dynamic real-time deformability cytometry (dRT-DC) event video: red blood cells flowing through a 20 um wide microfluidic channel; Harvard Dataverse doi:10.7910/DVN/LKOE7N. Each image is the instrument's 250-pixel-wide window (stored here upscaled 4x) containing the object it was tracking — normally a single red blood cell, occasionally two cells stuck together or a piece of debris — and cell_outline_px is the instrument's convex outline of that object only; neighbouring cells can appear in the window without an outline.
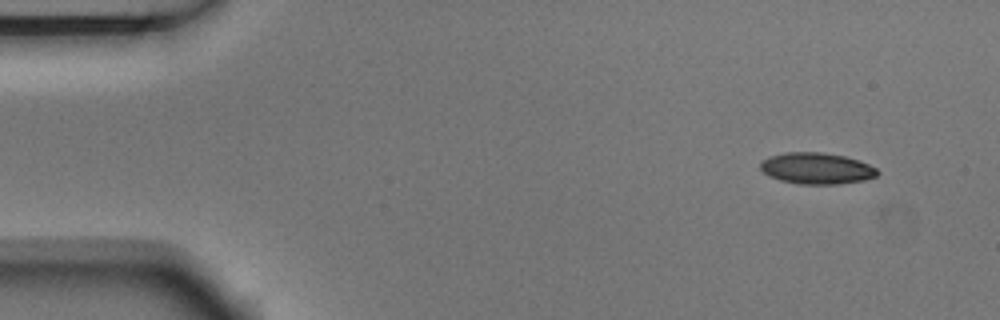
{"species": "Egyptian fruit bat (a non-hibernating species)", "species_latin": "Rousettus aegyptiacus", "temperature_condition": "room temperature", "stored_images_in_passage": 8, "camera_frame_rate_fps": 3000, "um_per_image_px": 0.085, "animal": {"sex": "male"}, "frame": {"image": 1, "passage_image": 1, "time_ms": 0.0, "image_size_px": [1000, 320], "cell_outline_px": [[880, 172], [876, 176], [864, 180], [840, 184], [800, 184], [780, 180], [768, 176], [760, 168], [760, 160], [768, 156], [784, 152], [820, 152], [844, 156], [868, 164], [876, 168]], "centroid_in_image_um": [69.37, 14.31], "position_along_channel_um": 15.6, "area_um2": 21.44}}
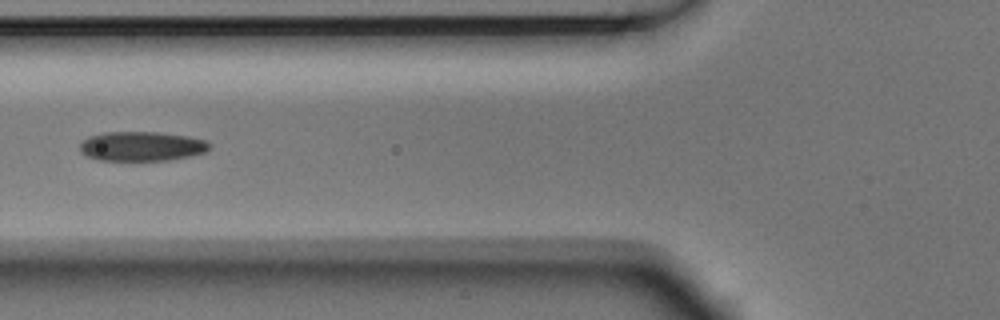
{"frame": {"image": 2, "passage_image": 5, "time_ms": 1.333, "image_size_px": [1000, 320], "cell_outline_px": [[208, 152], [168, 160], [100, 160], [88, 156], [80, 152], [80, 144], [88, 136], [104, 132], [160, 132], [188, 136], [208, 140]], "centroid_in_image_um": [12.05, 12.42], "position_along_channel_um": 113.8, "area_um2": 22.25}}
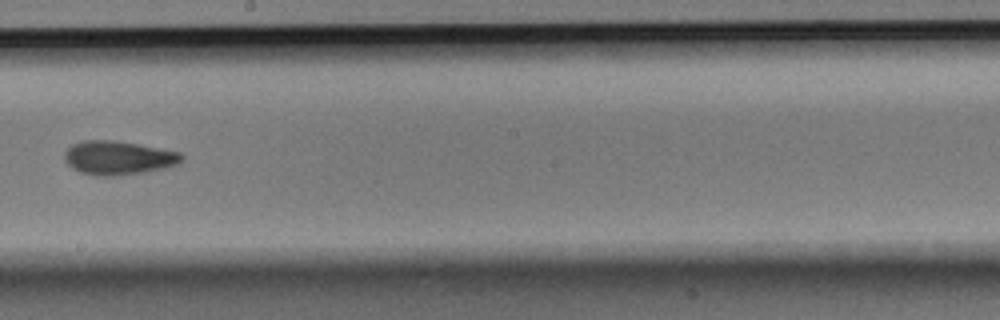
{"frame": {"image": 3, "passage_image": 8, "time_ms": 2.333, "image_size_px": [1000, 320], "cell_outline_px": [[184, 156], [176, 164], [164, 168], [144, 172], [112, 176], [96, 176], [80, 172], [72, 168], [64, 160], [64, 152], [72, 144], [84, 140], [116, 140], [180, 152]], "centroid_in_image_um": [10.01, 13.41], "position_along_channel_um": 238.2, "area_um2": 23.0}}